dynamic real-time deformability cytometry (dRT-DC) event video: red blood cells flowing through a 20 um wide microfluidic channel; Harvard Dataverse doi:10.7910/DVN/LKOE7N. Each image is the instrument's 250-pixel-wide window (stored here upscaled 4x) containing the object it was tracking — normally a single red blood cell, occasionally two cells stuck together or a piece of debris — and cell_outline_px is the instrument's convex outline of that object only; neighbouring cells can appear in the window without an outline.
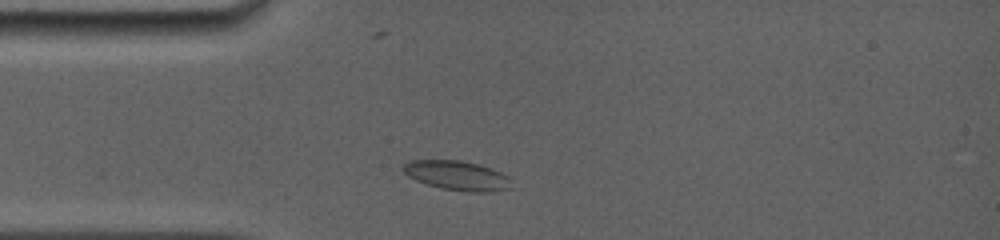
{"species": "common noctule bat (a hibernating species)", "species_latin": "Nyctalus noctula", "temperature_condition": "room temperature", "stored_images_in_passage": 43, "camera_frame_rate_fps": 5000, "um_per_image_px": 0.085, "animal": {"sex": "female", "body_mass_g": 19.0, "forearm_length_mm": 56.7}, "frame": {"image": 1, "passage_image": 5, "time_ms": 1.0, "image_size_px": [1000, 240], "cell_outline_px": [[512, 188], [488, 192], [468, 192], [440, 188], [416, 180], [408, 176], [400, 168], [408, 160], [460, 160], [492, 168], [508, 176], [512, 180]], "centroid_in_image_um": [38.86, 14.92], "position_along_channel_um": 46.1, "area_um2": 18.73}}
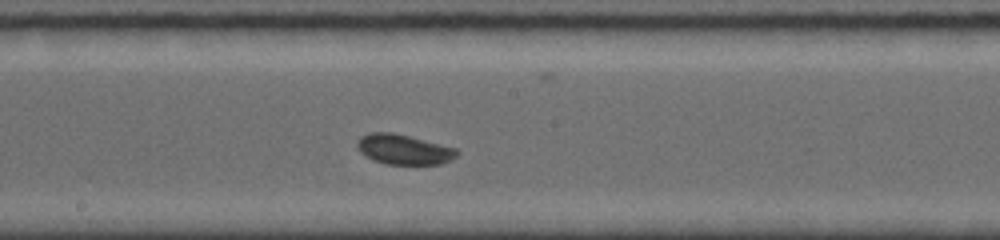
{"frame": {"image": 2, "passage_image": 21, "time_ms": 5.6, "image_size_px": [1000, 240], "cell_outline_px": [[460, 152], [456, 156], [440, 164], [384, 164], [372, 160], [364, 156], [360, 152], [356, 144], [360, 136], [368, 132], [392, 132], [456, 148]], "centroid_in_image_um": [34.26, 12.7], "position_along_channel_um": 213.9, "area_um2": 17.46}}
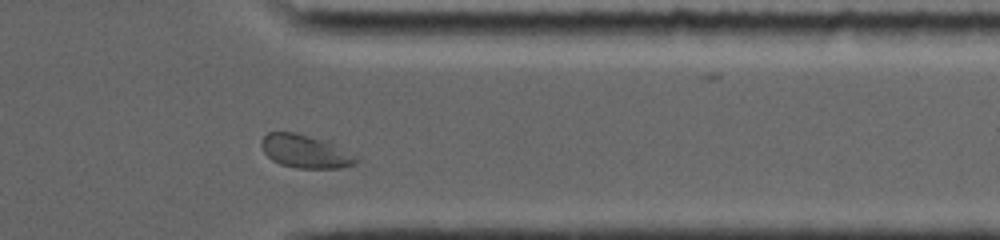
{"frame": {"image": 3, "passage_image": 37, "time_ms": 10.0, "image_size_px": [1000, 240], "cell_outline_px": [[360, 160], [356, 164], [340, 168], [296, 168], [280, 164], [272, 160], [264, 152], [260, 144], [260, 140], [268, 132], [292, 132], [332, 140]], "centroid_in_image_um": [25.98, 12.85], "position_along_channel_um": 385.4, "area_um2": 18.73}, "authors_computed_cell_mechanics": {"area_um2": 17.1088, "velocity_mm_per_s": 3.8721, "shape_relaxation_time_tau1_ms": null, "shape_relaxation_time_tau2_ms": 4.9327, "deformation_change_tau1": null, "deformation_change_tau2": 0.0396}}